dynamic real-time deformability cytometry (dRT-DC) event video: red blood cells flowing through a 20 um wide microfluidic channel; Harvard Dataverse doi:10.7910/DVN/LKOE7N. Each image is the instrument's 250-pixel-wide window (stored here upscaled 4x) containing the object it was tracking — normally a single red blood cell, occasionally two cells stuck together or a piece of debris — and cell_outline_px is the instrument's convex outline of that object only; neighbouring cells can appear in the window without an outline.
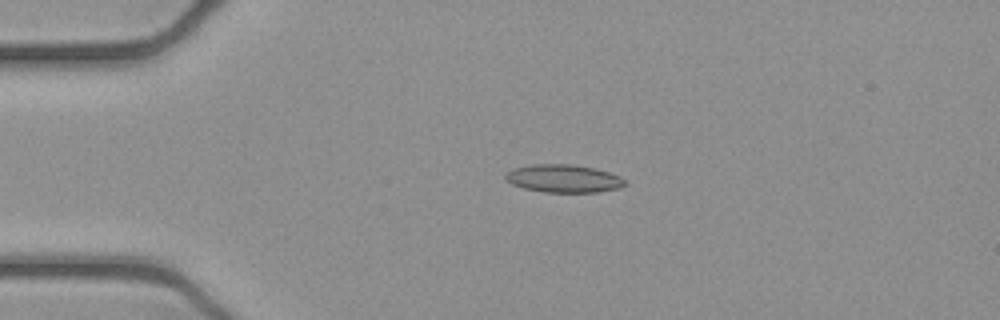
{"species": "common noctule bat (a hibernating species)", "species_latin": "Nyctalus noctula", "temperature_condition": "cold", "stored_images_in_passage": 47, "camera_frame_rate_fps": 3000, "um_per_image_px": 0.085, "animal": {"sex": "female", "body_mass_g": 21.9}, "frame": {"image": 1, "passage_image": 7, "time_ms": 2.0, "image_size_px": [1000, 320], "cell_outline_px": [[628, 184], [620, 188], [596, 192], [544, 192], [524, 188], [512, 184], [504, 176], [512, 168], [532, 164], [572, 164], [596, 168], [620, 176]], "centroid_in_image_um": [47.93, 15.17], "position_along_channel_um": 37.1, "area_um2": 19.48}}
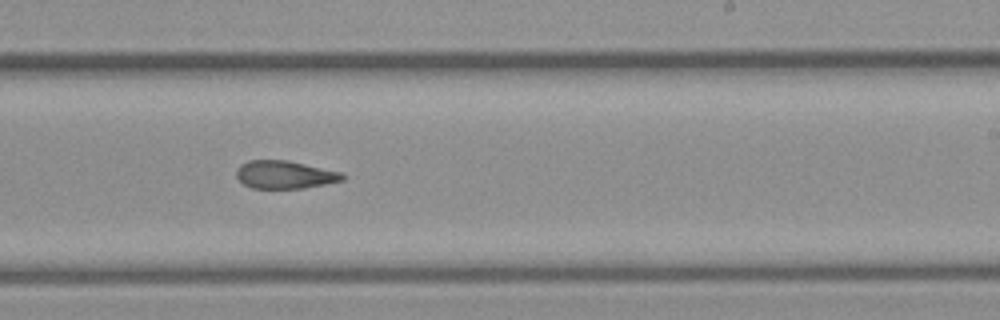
{"frame": {"image": 2, "passage_image": 27, "time_ms": 8.667, "image_size_px": [1000, 320], "cell_outline_px": [[344, 180], [304, 188], [252, 188], [244, 184], [236, 176], [236, 168], [240, 164], [248, 160], [288, 160], [344, 172]], "centroid_in_image_um": [24.21, 14.83], "position_along_channel_um": 264.8, "area_um2": 17.4}}
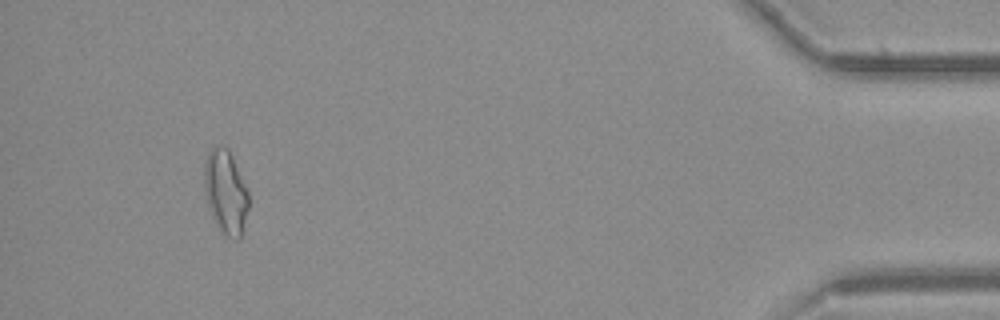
{"frame": {"image": 3, "passage_image": 44, "time_ms": 14.333, "image_size_px": [1000, 320], "cell_outline_px": [[248, 208], [240, 236], [236, 240], [228, 236], [220, 228], [212, 216], [208, 208], [204, 192], [204, 164], [208, 152], [212, 144], [224, 144], [228, 148], [232, 156], [248, 192]], "centroid_in_image_um": [19.14, 16.23], "position_along_channel_um": 416.1, "area_um2": 21.56}, "authors_computed_cell_mechanics": {"area_um2": 18.496, "velocity_mm_per_s": 3.9197, "shape_relaxation_time_tau1_ms": null, "shape_relaxation_time_tau2_ms": 4.651, "deformation_change_tau1": null, "deformation_change_tau2": 0.141}}